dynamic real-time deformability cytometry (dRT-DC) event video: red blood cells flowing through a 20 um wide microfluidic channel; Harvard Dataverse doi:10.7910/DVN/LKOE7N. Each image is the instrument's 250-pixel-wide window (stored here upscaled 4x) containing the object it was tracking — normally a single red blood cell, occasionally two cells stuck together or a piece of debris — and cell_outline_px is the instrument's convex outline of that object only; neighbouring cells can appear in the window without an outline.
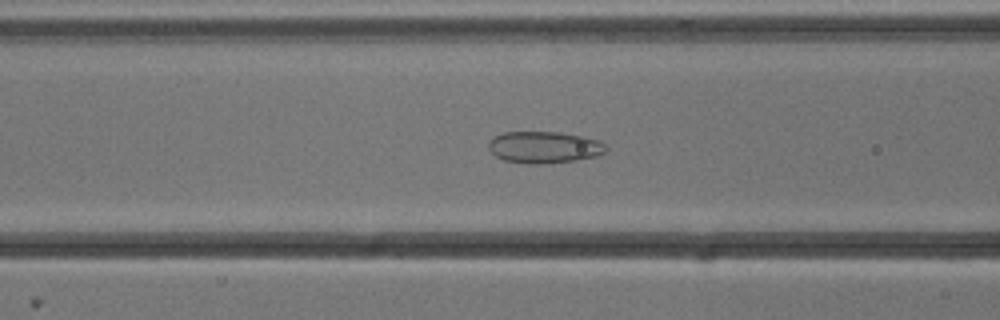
{"species": "common noctule bat (a hibernating species)", "species_latin": "Nyctalus noctula", "temperature_condition": "cold", "stored_images_in_passage": 52, "camera_frame_rate_fps": 3000, "um_per_image_px": 0.085, "animal": {"sex": "male", "body_mass_g": 13.3}, "frame": {"image": 1, "passage_image": 20, "time_ms": 6.333, "image_size_px": [1000, 320], "cell_outline_px": [[608, 148], [604, 152], [596, 156], [576, 160], [544, 164], [528, 164], [504, 160], [496, 156], [488, 148], [488, 144], [492, 136], [504, 132], [560, 132], [584, 136], [600, 140]], "centroid_in_image_um": [46.25, 12.51], "position_along_channel_um": 120.3, "area_um2": 21.91}}
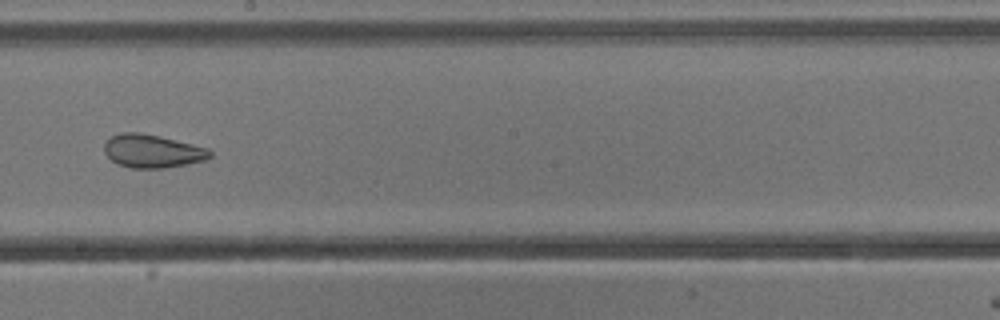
{"frame": {"image": 2, "passage_image": 29, "time_ms": 9.333, "image_size_px": [1000, 320], "cell_outline_px": [[212, 156], [204, 160], [164, 168], [132, 168], [116, 164], [104, 152], [104, 144], [112, 136], [120, 132], [140, 132], [160, 136], [208, 148], [212, 152]], "centroid_in_image_um": [12.93, 12.84], "position_along_channel_um": 235.3, "area_um2": 20.4}}
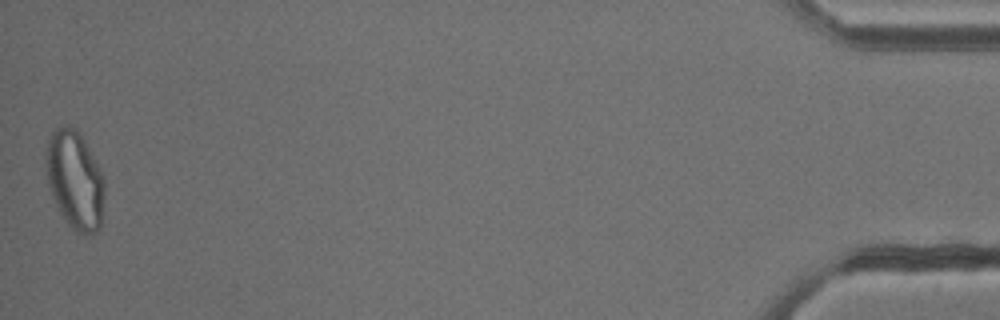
{"frame": {"image": 3, "passage_image": 52, "time_ms": 17.0, "image_size_px": [1000, 320], "cell_outline_px": [[104, 196], [100, 228], [96, 232], [84, 236], [76, 232], [68, 224], [60, 212], [56, 204], [48, 184], [44, 156], [48, 140], [52, 132], [56, 128], [68, 124], [76, 128], [80, 132], [104, 176]], "centroid_in_image_um": [6.36, 15.28], "position_along_channel_um": 428.8, "area_um2": 33.87}, "authors_computed_cell_mechanics": {"area_um2": 27.6862, "velocity_mm_per_s": 3.8241, "shape_relaxation_time_tau1_ms": null, "shape_relaxation_time_tau2_ms": 1.3578, "deformation_change_tau1": null, "deformation_change_tau2": 0.0742}}